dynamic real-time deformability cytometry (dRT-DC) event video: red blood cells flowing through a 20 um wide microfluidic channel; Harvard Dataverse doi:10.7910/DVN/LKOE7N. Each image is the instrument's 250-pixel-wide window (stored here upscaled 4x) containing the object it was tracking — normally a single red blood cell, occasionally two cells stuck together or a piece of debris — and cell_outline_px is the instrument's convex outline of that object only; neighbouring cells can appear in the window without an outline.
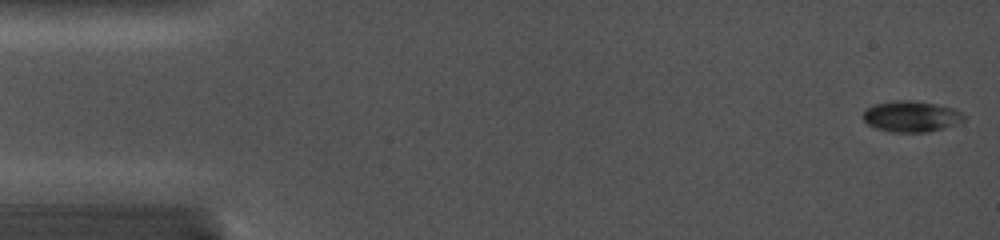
{"species": "common noctule bat (a hibernating species)", "species_latin": "Nyctalus noctula", "temperature_condition": "cold", "stored_images_in_passage": 26, "camera_frame_rate_fps": 5000, "um_per_image_px": 0.085, "animal": {"sex": "female", "body_mass_g": 19.0, "forearm_length_mm": 56.7}, "frame": {"image": 1, "passage_image": 1, "time_ms": 0.0, "image_size_px": [1000, 240], "cell_outline_px": [[968, 116], [964, 120], [928, 132], [892, 132], [876, 128], [868, 124], [864, 120], [864, 108], [876, 104], [892, 100], [908, 100], [936, 104], [952, 108]], "centroid_in_image_um": [77.42, 9.88], "position_along_channel_um": 7.6, "area_um2": 17.98}}
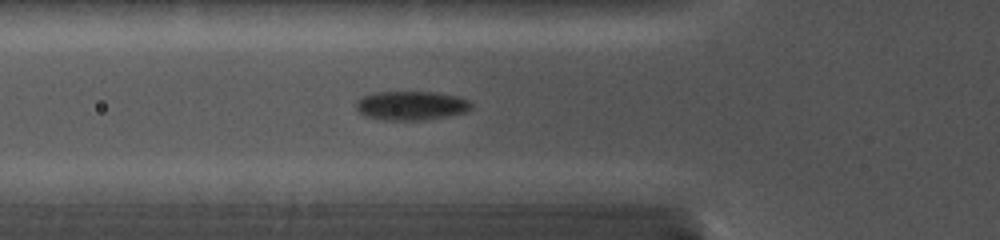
{"frame": {"image": 2, "passage_image": 10, "time_ms": 5.4, "image_size_px": [1000, 240], "cell_outline_px": [[472, 108], [464, 112], [424, 120], [384, 120], [364, 116], [356, 108], [356, 100], [372, 92], [436, 92], [456, 96], [468, 100], [472, 104]], "centroid_in_image_um": [34.91, 8.97], "position_along_channel_um": 90.9, "area_um2": 19.42}}
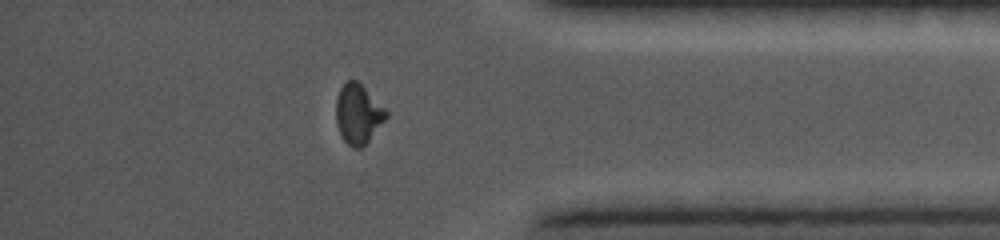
{"frame": {"image": 3, "passage_image": 23, "time_ms": 13.4, "image_size_px": [1000, 240], "cell_outline_px": [[388, 116], [368, 140], [360, 148], [352, 148], [344, 140], [336, 124], [336, 100], [340, 88], [348, 80], [356, 80], [388, 112]], "centroid_in_image_um": [30.42, 9.69], "position_along_channel_um": 404.8, "area_um2": 16.94}}